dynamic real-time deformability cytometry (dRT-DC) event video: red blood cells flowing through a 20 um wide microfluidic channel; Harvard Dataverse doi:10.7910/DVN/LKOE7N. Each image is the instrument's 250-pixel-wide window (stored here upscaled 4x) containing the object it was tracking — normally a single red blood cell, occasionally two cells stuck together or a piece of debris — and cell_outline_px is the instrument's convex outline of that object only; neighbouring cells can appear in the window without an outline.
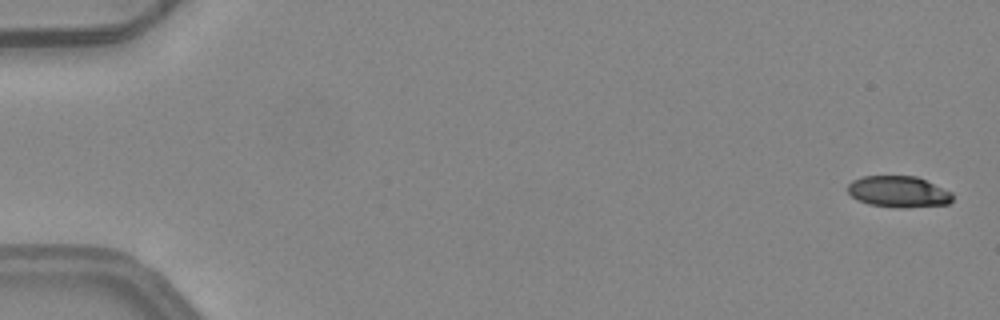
{"species": "common noctule bat (a hibernating species)", "species_latin": "Nyctalus noctula", "temperature_condition": "warm", "stored_images_in_passage": 6, "camera_frame_rate_fps": 3000, "um_per_image_px": 0.085, "animal": {"sex": "female", "body_mass_g": 24.6, "forearm_length_mm": 56.2}, "frame": {"image": 1, "passage_image": 1, "time_ms": 0.0, "image_size_px": [1000, 320], "cell_outline_px": [[952, 200], [948, 204], [904, 208], [900, 208], [868, 204], [856, 200], [848, 192], [848, 184], [852, 180], [864, 176], [916, 176], [952, 192]], "centroid_in_image_um": [76.35, 16.3], "position_along_channel_um": 8.6, "area_um2": 19.13}}
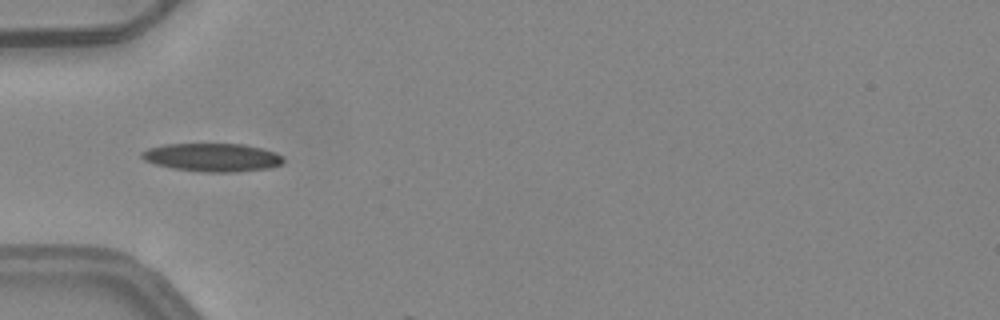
{"frame": {"image": 2, "passage_image": 5, "time_ms": 1.333, "image_size_px": [1000, 320], "cell_outline_px": [[284, 160], [280, 164], [268, 168], [236, 172], [204, 172], [172, 168], [156, 164], [144, 160], [140, 156], [140, 152], [148, 148], [164, 144], [244, 144], [276, 152], [284, 156]], "centroid_in_image_um": [18.04, 13.37], "position_along_channel_um": 67.0, "area_um2": 23.35}}